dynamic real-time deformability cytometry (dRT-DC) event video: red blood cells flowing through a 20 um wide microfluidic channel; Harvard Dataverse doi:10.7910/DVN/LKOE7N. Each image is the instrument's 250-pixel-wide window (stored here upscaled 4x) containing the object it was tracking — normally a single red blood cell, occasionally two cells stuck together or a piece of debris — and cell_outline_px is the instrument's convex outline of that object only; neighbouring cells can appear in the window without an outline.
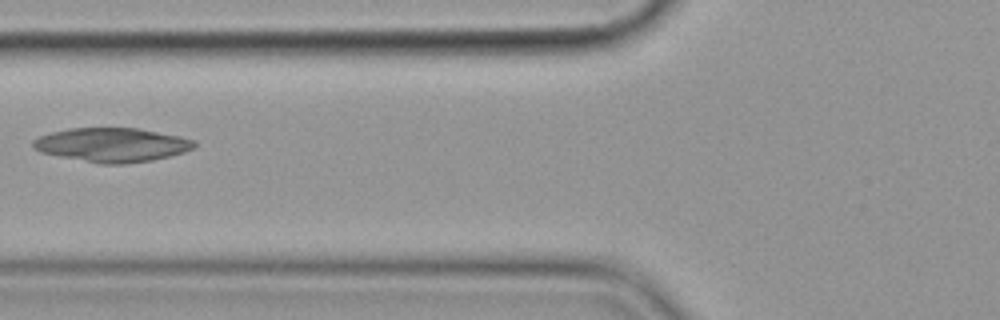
{"species": "common noctule bat (a hibernating species)", "species_latin": "Nyctalus noctula", "temperature_condition": "cold", "stored_images_in_passage": 10, "camera_frame_rate_fps": 3000, "um_per_image_px": 0.085, "animal": {"sex": "female", "body_mass_g": 19.9}, "frame": {"image": 1, "passage_image": 6, "time_ms": 6.0, "image_size_px": [1000, 320], "cell_outline_px": [[196, 148], [184, 152], [152, 160], [124, 164], [100, 164], [40, 152], [32, 148], [32, 140], [40, 136], [52, 132], [68, 128], [136, 128], [180, 136], [196, 140]], "centroid_in_image_um": [9.52, 12.31], "position_along_channel_um": 116.3, "area_um2": 32.02}}
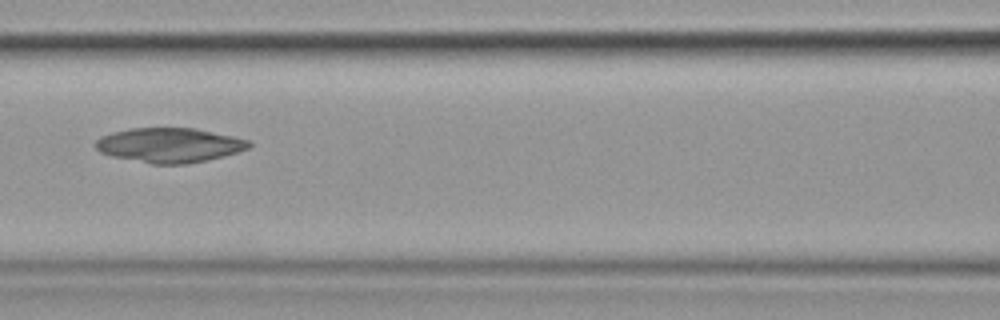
{"frame": {"image": 2, "passage_image": 7, "time_ms": 7.0, "image_size_px": [1000, 320], "cell_outline_px": [[252, 144], [248, 148], [224, 156], [208, 160], [188, 164], [152, 164], [112, 156], [100, 152], [92, 144], [100, 136], [112, 132], [128, 128], [196, 128], [232, 136], [248, 140]], "centroid_in_image_um": [14.36, 12.34], "position_along_channel_um": 152.2, "area_um2": 31.04}}
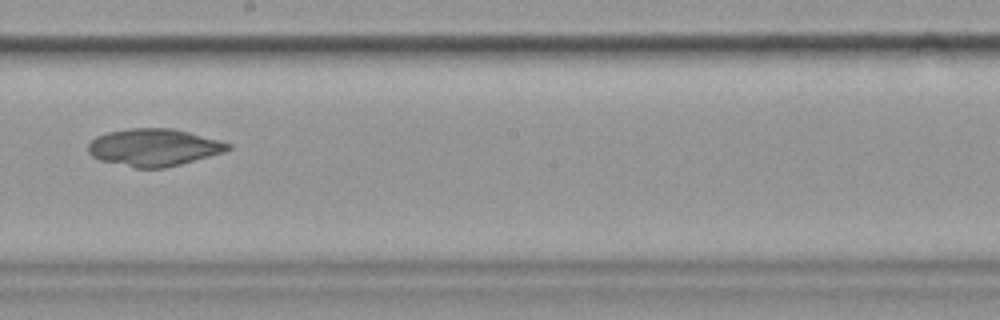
{"frame": {"image": 3, "passage_image": 9, "time_ms": 9.333, "image_size_px": [1000, 320], "cell_outline_px": [[232, 148], [224, 152], [180, 164], [164, 168], [136, 168], [100, 160], [92, 156], [88, 152], [88, 144], [96, 136], [108, 132], [128, 128], [172, 128], [220, 140], [232, 144]], "centroid_in_image_um": [13.08, 12.52], "position_along_channel_um": 235.1, "area_um2": 30.35}}